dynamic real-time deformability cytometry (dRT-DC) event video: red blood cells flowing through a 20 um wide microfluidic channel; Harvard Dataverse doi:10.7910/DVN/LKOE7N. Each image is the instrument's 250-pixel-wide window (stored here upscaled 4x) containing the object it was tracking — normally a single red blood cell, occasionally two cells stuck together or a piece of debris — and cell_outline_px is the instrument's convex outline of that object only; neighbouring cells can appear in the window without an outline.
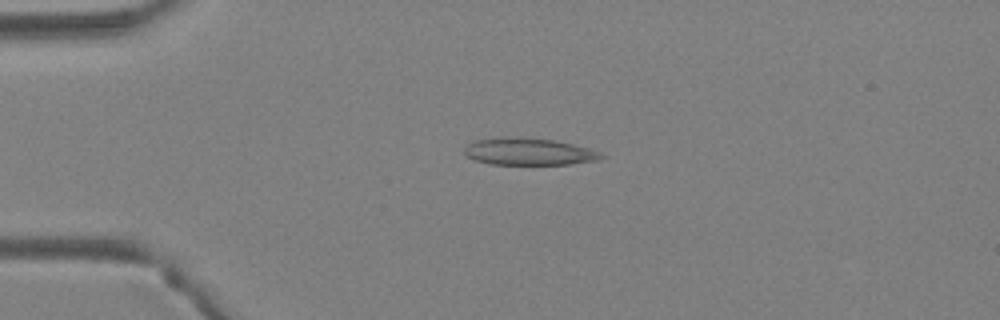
{"species": "Egyptian fruit bat (a non-hibernating species)", "species_latin": "Rousettus aegyptiacus", "temperature_condition": "warm", "stored_images_in_passage": 2, "camera_frame_rate_fps": 3000, "um_per_image_px": 0.085, "animal": {"sex": "female"}, "frame": {"image": 1, "passage_image": 1, "time_ms": 0.0, "image_size_px": [1000, 320], "cell_outline_px": [[604, 156], [596, 160], [568, 164], [488, 164], [476, 160], [468, 156], [464, 152], [464, 148], [468, 144], [476, 140], [500, 136], [516, 136], [552, 140], [572, 144], [588, 148], [600, 152]], "centroid_in_image_um": [44.89, 12.87], "position_along_channel_um": 40.1, "area_um2": 21.5}}